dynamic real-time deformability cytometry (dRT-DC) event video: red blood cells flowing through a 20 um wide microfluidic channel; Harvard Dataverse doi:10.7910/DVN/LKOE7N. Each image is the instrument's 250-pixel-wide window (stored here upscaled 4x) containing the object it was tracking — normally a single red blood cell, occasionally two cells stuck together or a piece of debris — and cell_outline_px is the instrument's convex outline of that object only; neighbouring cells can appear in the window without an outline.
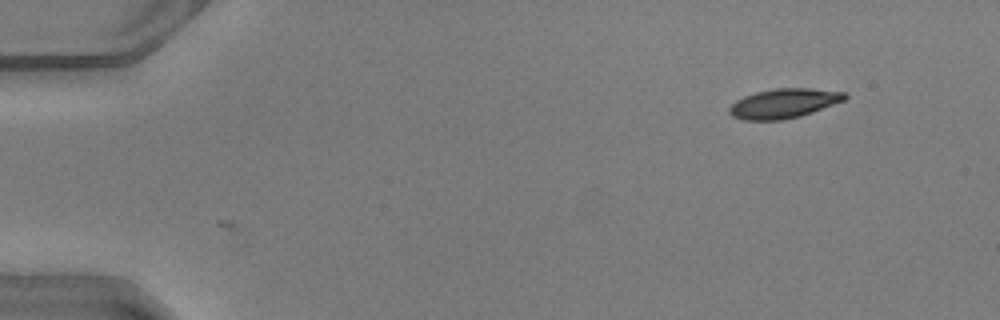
{"species": "common noctule bat (a hibernating species)", "species_latin": "Nyctalus noctula", "temperature_condition": "warm", "stored_images_in_passage": 48, "camera_frame_rate_fps": 3000, "um_per_image_px": 0.085, "animal": {"sex": "male", "body_mass_g": 20.5, "forearm_length_mm": 52.5}, "frame": {"image": 1, "passage_image": 3, "time_ms": 0.667, "image_size_px": [1000, 320], "cell_outline_px": [[848, 96], [844, 100], [812, 112], [800, 116], [780, 120], [744, 120], [732, 116], [728, 112], [728, 108], [736, 100], [744, 96], [756, 92], [776, 88], [812, 88], [844, 92]], "centroid_in_image_um": [66.59, 8.78], "position_along_channel_um": 18.4, "area_um2": 19.77}}
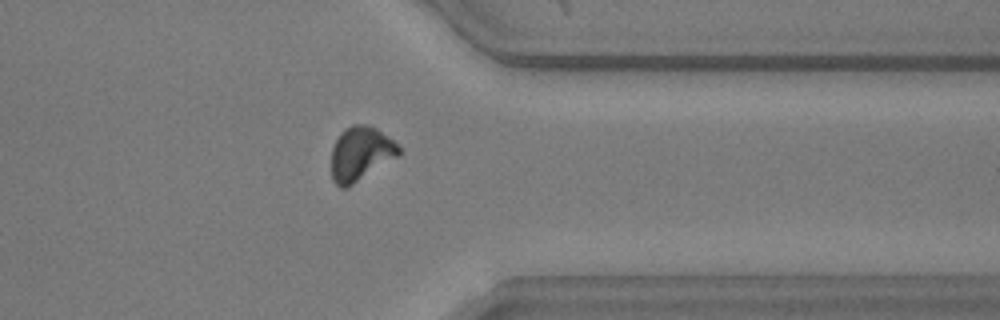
{"frame": {"image": 2, "passage_image": 38, "time_ms": 12.333, "image_size_px": [1000, 320], "cell_outline_px": [[400, 156], [348, 188], [340, 188], [332, 180], [332, 148], [340, 132], [344, 128], [352, 124], [368, 124], [376, 128], [388, 136], [400, 148]], "centroid_in_image_um": [30.66, 13.08], "position_along_channel_um": 380.7, "area_um2": 21.62}}
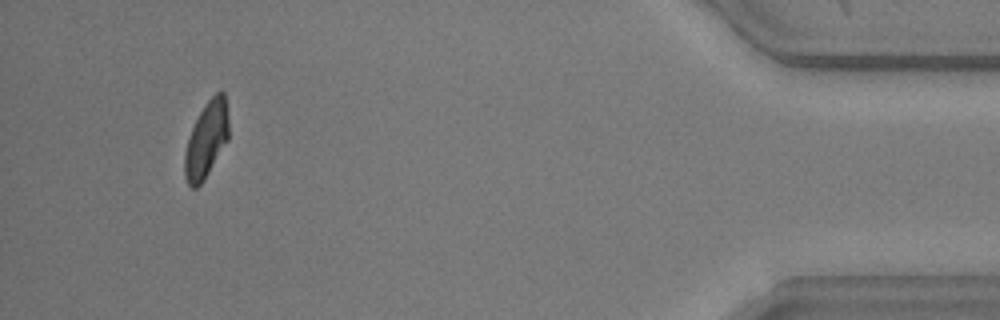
{"frame": {"image": 3, "passage_image": 45, "time_ms": 14.667, "image_size_px": [1000, 320], "cell_outline_px": [[228, 140], [204, 180], [196, 188], [192, 188], [188, 184], [184, 176], [184, 152], [192, 128], [204, 104], [216, 92], [224, 92], [228, 120]], "centroid_in_image_um": [17.53, 11.9], "position_along_channel_um": 417.7, "area_um2": 19.36}, "authors_computed_cell_mechanics": {"area_um2": 20.9525, "velocity_mm_per_s": 4.1014, "shape_relaxation_time_tau1_ms": 2.4727, "shape_relaxation_time_tau2_ms": 3.5156, "deformation_change_tau1": 0.1467, "deformation_change_tau2": 0.1011}}